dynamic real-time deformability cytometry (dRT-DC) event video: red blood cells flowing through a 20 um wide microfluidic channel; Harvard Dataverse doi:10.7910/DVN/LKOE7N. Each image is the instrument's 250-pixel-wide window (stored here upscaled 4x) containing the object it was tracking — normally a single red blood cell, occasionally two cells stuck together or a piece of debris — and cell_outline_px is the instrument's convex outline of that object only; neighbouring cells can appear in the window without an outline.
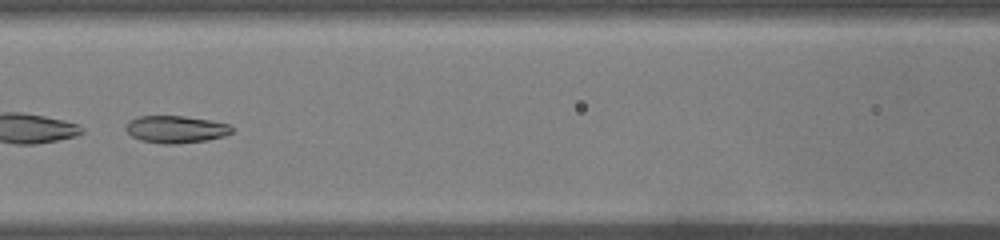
{"species": "common noctule bat (a hibernating species)", "species_latin": "Nyctalus noctula", "temperature_condition": "warm", "stored_images_in_passage": 34, "camera_frame_rate_fps": 3000, "um_per_image_px": 0.085, "animal": {"sex": "male", "body_mass_g": 19.0, "forearm_length_mm": 50.8}, "frame": {"image": 1, "passage_image": 10, "time_ms": 3.0, "image_size_px": [1000, 240], "cell_outline_px": [[232, 132], [224, 136], [204, 140], [172, 144], [164, 144], [140, 140], [132, 136], [124, 128], [128, 120], [136, 116], [184, 116], [208, 120], [228, 124], [232, 128]], "centroid_in_image_um": [14.88, 10.98], "position_along_channel_um": 151.7, "area_um2": 16.7}}